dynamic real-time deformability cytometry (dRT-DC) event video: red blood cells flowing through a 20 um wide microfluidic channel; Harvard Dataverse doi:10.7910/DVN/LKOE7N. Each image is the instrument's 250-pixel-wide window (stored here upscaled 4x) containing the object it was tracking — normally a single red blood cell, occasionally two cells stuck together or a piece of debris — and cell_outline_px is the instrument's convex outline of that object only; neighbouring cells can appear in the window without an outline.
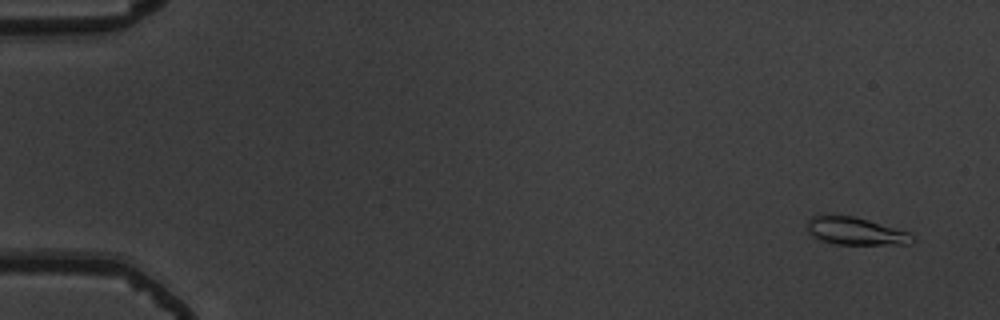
{"species": "common noctule bat (a hibernating species)", "species_latin": "Nyctalus noctula", "temperature_condition": "warm", "stored_images_in_passage": 16, "camera_frame_rate_fps": 3000, "um_per_image_px": 0.085, "animal": {"sex": "male", "body_mass_g": 19.5, "forearm_length_mm": 54.6}, "frame": {"image": 1, "passage_image": 1, "time_ms": 0.0, "image_size_px": [1000, 320], "cell_outline_px": [[916, 240], [908, 244], [832, 244], [820, 240], [808, 232], [808, 220], [812, 216], [820, 212], [828, 212], [852, 216], [868, 220], [908, 232]], "centroid_in_image_um": [72.63, 19.61], "position_along_channel_um": 12.4, "area_um2": 17.22}}